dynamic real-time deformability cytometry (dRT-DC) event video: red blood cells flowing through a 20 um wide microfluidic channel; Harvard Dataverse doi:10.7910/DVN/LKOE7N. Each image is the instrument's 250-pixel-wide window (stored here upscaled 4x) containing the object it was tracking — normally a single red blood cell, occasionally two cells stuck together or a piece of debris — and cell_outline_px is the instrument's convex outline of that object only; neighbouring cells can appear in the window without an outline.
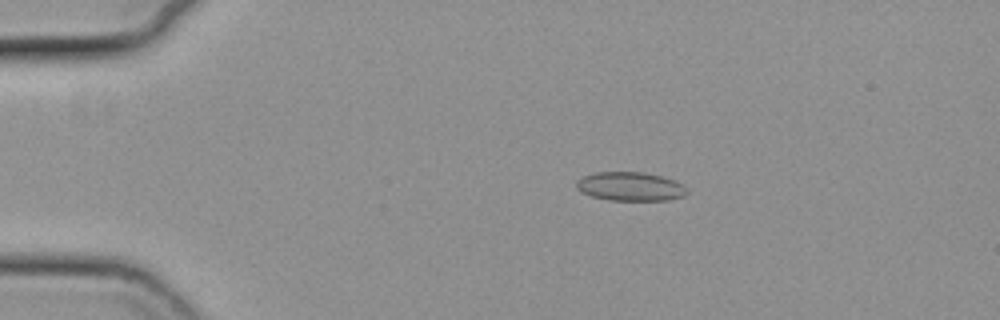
{"species": "common noctule bat (a hibernating species)", "species_latin": "Nyctalus noctula", "temperature_condition": "cold", "stored_images_in_passage": 56, "camera_frame_rate_fps": 3000, "um_per_image_px": 0.085, "animal": {"sex": "female", "body_mass_g": 19.3, "forearm_length_mm": 54.1}, "frame": {"image": 1, "passage_image": 11, "time_ms": 3.333, "image_size_px": [1000, 320], "cell_outline_px": [[688, 192], [684, 196], [668, 200], [608, 200], [592, 196], [580, 192], [576, 188], [576, 180], [584, 176], [596, 172], [644, 172], [676, 180], [684, 184], [688, 188]], "centroid_in_image_um": [53.6, 15.85], "position_along_channel_um": 31.4, "area_um2": 18.79}}
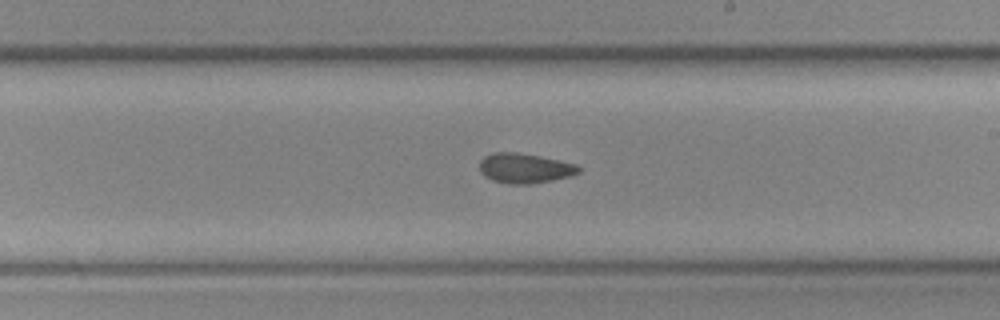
{"frame": {"image": 2, "passage_image": 33, "time_ms": 10.667, "image_size_px": [1000, 320], "cell_outline_px": [[580, 172], [572, 176], [532, 184], [508, 184], [492, 180], [484, 176], [480, 172], [480, 160], [484, 156], [492, 152], [516, 152], [540, 156], [576, 164], [580, 168]], "centroid_in_image_um": [44.59, 14.3], "position_along_channel_um": 244.4, "area_um2": 17.4}}
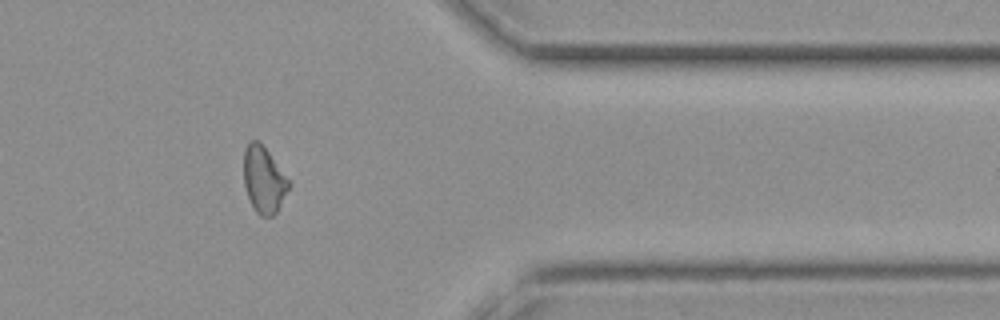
{"frame": {"image": 3, "passage_image": 46, "time_ms": 15.0, "image_size_px": [1000, 320], "cell_outline_px": [[292, 184], [276, 212], [272, 216], [260, 216], [256, 212], [248, 196], [244, 184], [244, 148], [248, 140], [256, 140], [268, 152]], "centroid_in_image_um": [22.42, 15.28], "position_along_channel_um": 389.0, "area_um2": 17.22}, "authors_computed_cell_mechanics": {"area_um2": 17.629, "velocity_mm_per_s": 3.7197, "shape_relaxation_time_tau1_ms": 4.8695, "shape_relaxation_time_tau2_ms": 2.0848, "deformation_change_tau1": 0.1131, "deformation_change_tau2": 0.0871}}